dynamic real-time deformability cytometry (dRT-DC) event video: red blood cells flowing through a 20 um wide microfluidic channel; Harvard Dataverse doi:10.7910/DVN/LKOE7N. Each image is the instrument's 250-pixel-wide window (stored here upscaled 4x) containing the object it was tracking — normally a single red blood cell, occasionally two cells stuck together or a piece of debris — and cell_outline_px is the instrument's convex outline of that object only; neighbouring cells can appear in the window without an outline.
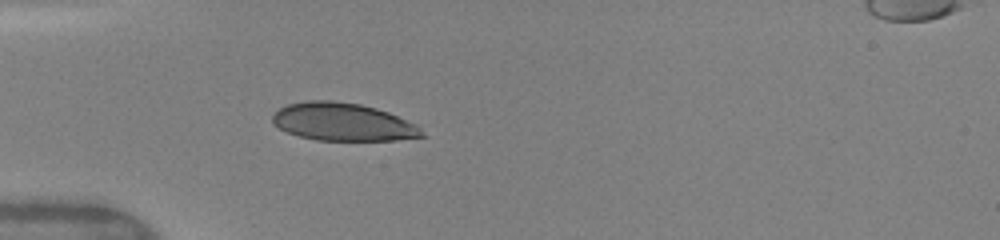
{"species": "human", "species_latin": "Homo sapiens", "temperature_condition": "warm", "stored_images_in_passage": 18, "camera_frame_rate_fps": 3000, "um_per_image_px": 0.085, "donor": {"sex": "female"}, "frame": {"image": 1, "passage_image": 13, "time_ms": 4.667, "image_size_px": [1000, 240], "cell_outline_px": [[428, 136], [396, 140], [316, 140], [300, 136], [288, 132], [272, 124], [272, 116], [280, 108], [288, 104], [308, 100], [332, 100], [360, 104], [376, 108], [388, 112], [416, 124]], "centroid_in_image_um": [29.16, 10.36], "position_along_channel_um": 55.8, "area_um2": 32.95}}